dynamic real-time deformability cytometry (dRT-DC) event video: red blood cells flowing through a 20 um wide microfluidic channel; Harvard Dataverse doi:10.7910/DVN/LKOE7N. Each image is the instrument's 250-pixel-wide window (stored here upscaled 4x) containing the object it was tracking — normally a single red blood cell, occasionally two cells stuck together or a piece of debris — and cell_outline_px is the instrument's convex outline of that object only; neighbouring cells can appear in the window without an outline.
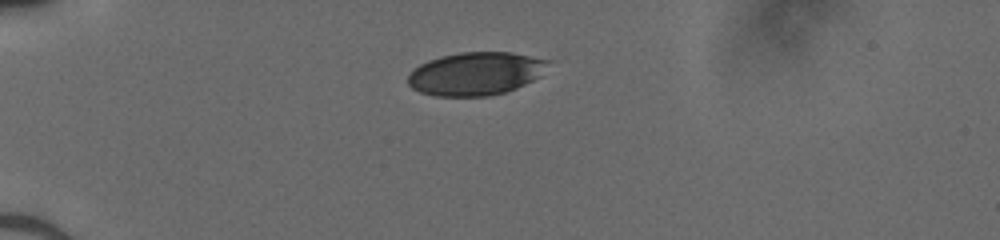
{"species": "human", "species_latin": "Homo sapiens", "temperature_condition": "cold", "stored_images_in_passage": 37, "camera_frame_rate_fps": 3000, "um_per_image_px": 0.085, "donor": {"sex": "male"}, "frame": {"image": 1, "passage_image": 1, "time_ms": 0.0, "image_size_px": [1000, 240], "cell_outline_px": [[552, 60], [540, 76], [516, 88], [504, 92], [488, 96], [436, 96], [420, 92], [412, 88], [408, 84], [408, 76], [420, 64], [428, 60], [440, 56], [460, 52], [508, 52]], "centroid_in_image_um": [40.44, 6.25], "position_along_channel_um": 44.6, "area_um2": 35.08}}
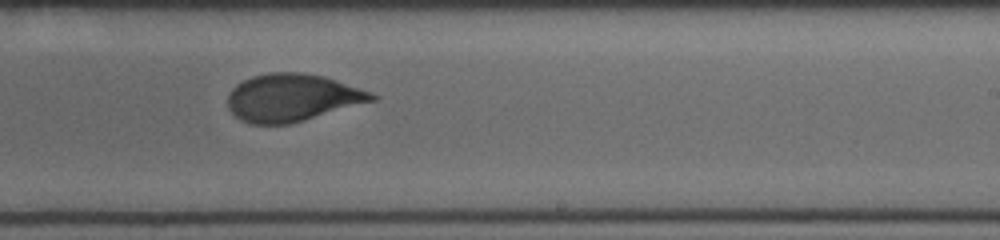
{"frame": {"image": 2, "passage_image": 20, "time_ms": 6.333, "image_size_px": [1000, 240], "cell_outline_px": [[380, 96], [376, 100], [304, 120], [288, 124], [252, 124], [240, 120], [228, 108], [228, 96], [232, 88], [236, 84], [252, 76], [268, 72], [304, 72], [324, 76], [372, 92]], "centroid_in_image_um": [24.84, 8.29], "position_along_channel_um": 264.2, "area_um2": 39.94}}
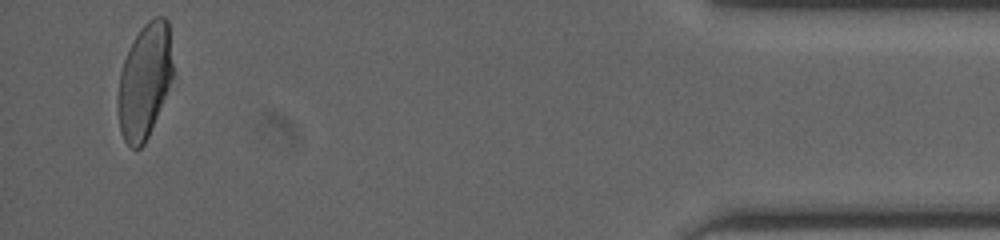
{"frame": {"image": 3, "passage_image": 36, "time_ms": 11.667, "image_size_px": [1000, 240], "cell_outline_px": [[172, 76], [168, 88], [148, 136], [144, 144], [140, 148], [132, 148], [124, 140], [120, 132], [120, 72], [128, 48], [132, 40], [140, 28], [148, 20], [156, 16], [164, 16], [168, 20], [172, 64]], "centroid_in_image_um": [12.3, 6.82], "position_along_channel_um": 422.9, "area_um2": 35.84}}